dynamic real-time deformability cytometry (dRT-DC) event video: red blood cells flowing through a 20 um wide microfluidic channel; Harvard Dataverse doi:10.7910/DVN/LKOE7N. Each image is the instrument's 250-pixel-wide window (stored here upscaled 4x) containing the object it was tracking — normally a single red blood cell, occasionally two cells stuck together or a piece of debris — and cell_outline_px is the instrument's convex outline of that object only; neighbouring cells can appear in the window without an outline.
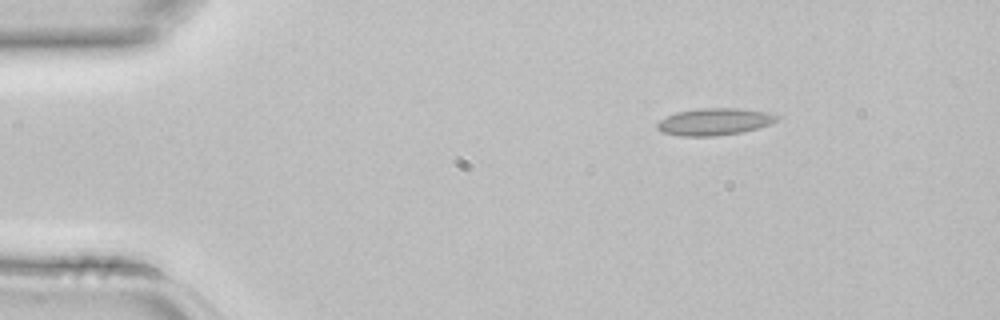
{"species": "common noctule bat (a hibernating species)", "species_latin": "Nyctalus noctula", "temperature_condition": "room temperature", "stored_images_in_passage": 3, "camera_frame_rate_fps": 3000, "um_per_image_px": 0.085, "animal": {"sex": "female", "body_mass_g": 22.7, "forearm_length_mm": 54.2}, "frame": {"image": 1, "passage_image": 1, "time_ms": 0.0, "image_size_px": [1000, 320], "cell_outline_px": [[780, 116], [772, 124], [740, 132], [716, 136], [680, 136], [664, 132], [656, 128], [656, 124], [660, 120], [676, 112], [700, 108], [736, 108], [768, 112]], "centroid_in_image_um": [60.73, 10.34], "position_along_channel_um": 24.3, "area_um2": 18.73}}
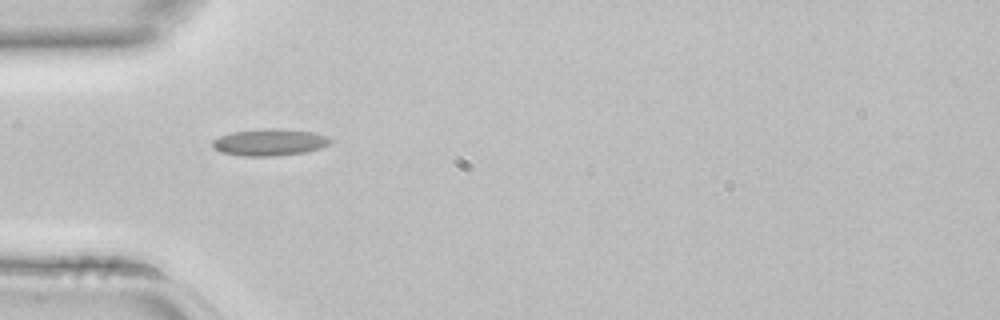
{"frame": {"image": 2, "passage_image": 3, "time_ms": 0.667, "image_size_px": [1000, 320], "cell_outline_px": [[332, 140], [328, 144], [320, 148], [304, 152], [276, 156], [240, 156], [220, 152], [212, 148], [212, 140], [220, 136], [232, 132], [264, 128], [280, 128], [316, 132], [328, 136]], "centroid_in_image_um": [22.9, 12.09], "position_along_channel_um": 62.1, "area_um2": 18.67}}